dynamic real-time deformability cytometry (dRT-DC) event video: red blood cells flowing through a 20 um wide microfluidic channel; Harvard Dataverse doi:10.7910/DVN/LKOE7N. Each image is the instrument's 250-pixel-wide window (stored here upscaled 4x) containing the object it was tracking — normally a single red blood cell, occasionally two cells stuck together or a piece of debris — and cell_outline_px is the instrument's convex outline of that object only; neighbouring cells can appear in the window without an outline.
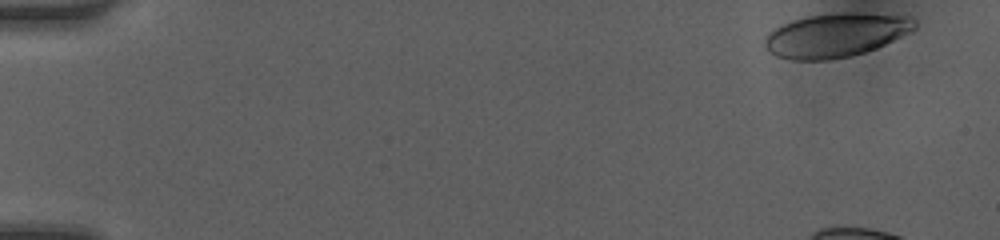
{"species": "human", "species_latin": "Homo sapiens", "temperature_condition": "room temperature", "stored_images_in_passage": 8, "camera_frame_rate_fps": 3000, "um_per_image_px": 0.085, "donor": {"sex": "female"}, "frame": {"image": 1, "passage_image": 1, "time_ms": 0.0, "image_size_px": [1000, 240], "cell_outline_px": [[916, 28], [912, 32], [876, 48], [852, 56], [828, 60], [792, 60], [776, 56], [768, 52], [764, 48], [764, 40], [768, 32], [792, 20], [808, 16], [844, 12], [852, 12], [908, 16], [916, 20]], "centroid_in_image_um": [71.04, 2.99], "position_along_channel_um": 14.0, "area_um2": 38.55}}
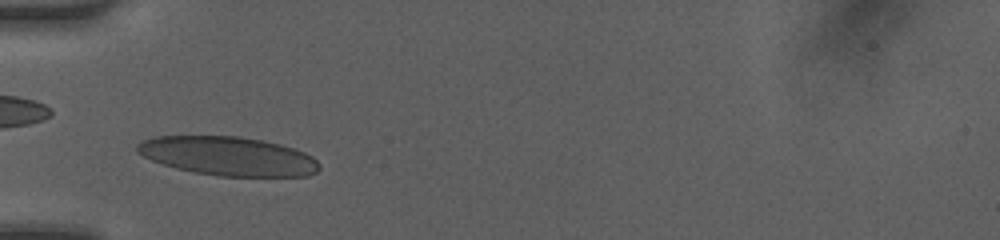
{"frame": {"image": 2, "passage_image": 7, "time_ms": 2.0, "image_size_px": [1000, 240], "cell_outline_px": [[320, 168], [316, 172], [308, 176], [220, 176], [196, 172], [176, 168], [152, 160], [136, 152], [136, 144], [140, 140], [156, 136], [240, 136], [280, 144], [304, 152], [312, 156], [320, 164]], "centroid_in_image_um": [19.38, 13.26], "position_along_channel_um": 65.6, "area_um2": 41.21}}